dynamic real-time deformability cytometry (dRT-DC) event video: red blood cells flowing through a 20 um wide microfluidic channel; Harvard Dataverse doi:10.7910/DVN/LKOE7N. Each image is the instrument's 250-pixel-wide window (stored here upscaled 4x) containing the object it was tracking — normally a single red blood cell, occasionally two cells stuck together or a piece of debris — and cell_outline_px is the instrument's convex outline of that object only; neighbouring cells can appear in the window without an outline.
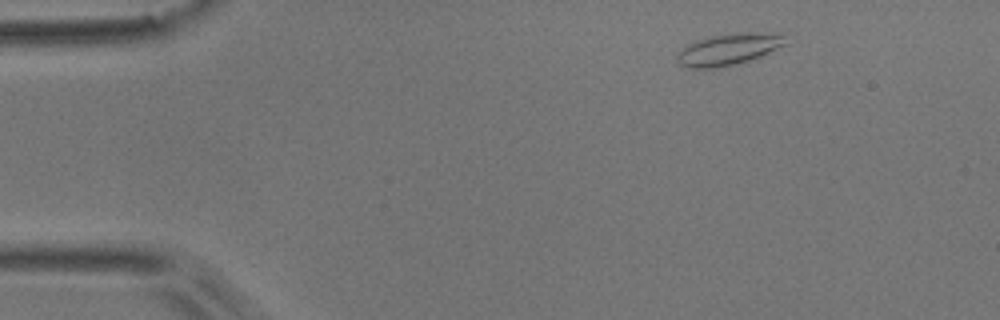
{"species": "common noctule bat (a hibernating species)", "species_latin": "Nyctalus noctula", "temperature_condition": "room temperature", "stored_images_in_passage": 4, "camera_frame_rate_fps": 3000, "um_per_image_px": 0.085, "animal": {"sex": "male", "body_mass_g": 17.9}, "frame": {"image": 1, "passage_image": 1, "time_ms": 0.0, "image_size_px": [1000, 320], "cell_outline_px": [[796, 40], [788, 44], [760, 56], [736, 64], [720, 68], [688, 68], [680, 64], [676, 60], [676, 56], [688, 44], [696, 40], [728, 32], [784, 32]], "centroid_in_image_um": [62.1, 4.14], "position_along_channel_um": 22.9, "area_um2": 20.75}}